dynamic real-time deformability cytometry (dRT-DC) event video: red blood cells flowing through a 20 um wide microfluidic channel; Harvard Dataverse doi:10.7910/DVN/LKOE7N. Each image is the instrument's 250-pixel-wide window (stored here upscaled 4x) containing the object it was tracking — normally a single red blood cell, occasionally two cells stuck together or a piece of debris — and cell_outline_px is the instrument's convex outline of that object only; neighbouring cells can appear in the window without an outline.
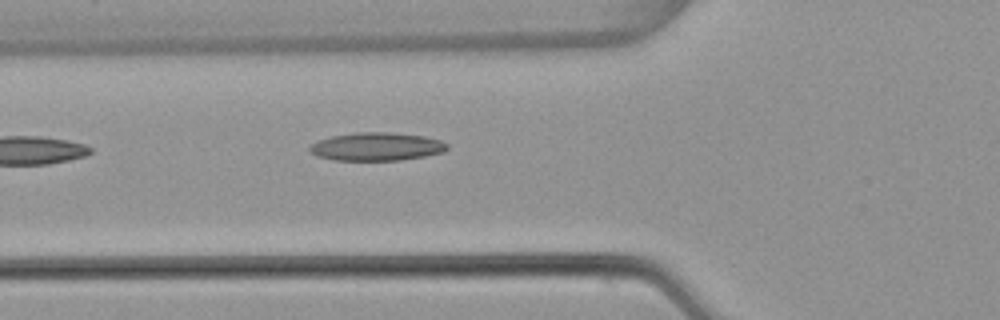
{"species": "common noctule bat (a hibernating species)", "species_latin": "Nyctalus noctula", "temperature_condition": "warm", "stored_images_in_passage": 5, "camera_frame_rate_fps": 3000, "um_per_image_px": 0.085, "animal": {"sex": "female", "body_mass_g": 22.7, "forearm_length_mm": 54.2}, "frame": {"image": 1, "passage_image": 5, "time_ms": 1.333, "image_size_px": [1000, 320], "cell_outline_px": [[448, 148], [444, 152], [424, 156], [400, 160], [332, 160], [316, 156], [308, 152], [308, 148], [316, 140], [332, 136], [356, 132], [388, 132], [424, 136], [440, 140], [448, 144]], "centroid_in_image_um": [31.97, 12.46], "position_along_channel_um": 93.8, "area_um2": 22.72}}